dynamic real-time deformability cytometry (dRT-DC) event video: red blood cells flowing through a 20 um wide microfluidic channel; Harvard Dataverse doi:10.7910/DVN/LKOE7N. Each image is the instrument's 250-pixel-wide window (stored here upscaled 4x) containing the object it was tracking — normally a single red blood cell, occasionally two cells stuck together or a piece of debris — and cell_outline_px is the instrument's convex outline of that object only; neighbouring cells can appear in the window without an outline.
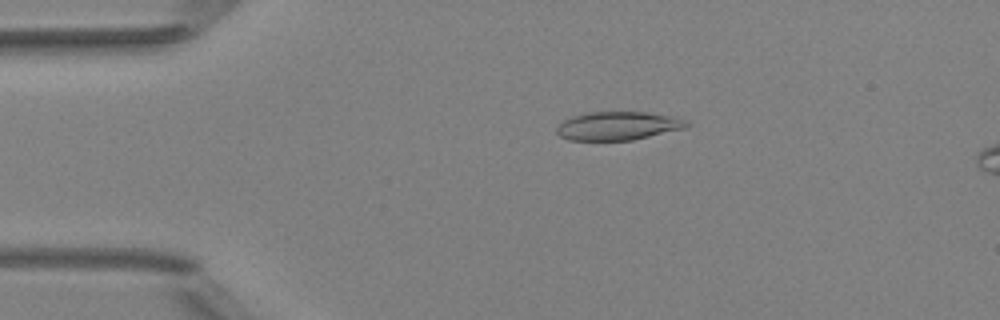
{"species": "Egyptian fruit bat (a non-hibernating species)", "species_latin": "Rousettus aegyptiacus", "temperature_condition": "room temperature", "stored_images_in_passage": 3, "camera_frame_rate_fps": 3000, "um_per_image_px": 0.085, "animal": {"sex": "female"}, "frame": {"image": 1, "passage_image": 1, "time_ms": 0.0, "image_size_px": [1000, 320], "cell_outline_px": [[692, 124], [688, 128], [632, 140], [568, 140], [560, 136], [556, 132], [556, 128], [564, 120], [572, 116], [588, 112], [644, 112], [668, 116], [688, 120]], "centroid_in_image_um": [52.56, 10.7], "position_along_channel_um": 32.4, "area_um2": 21.62}}